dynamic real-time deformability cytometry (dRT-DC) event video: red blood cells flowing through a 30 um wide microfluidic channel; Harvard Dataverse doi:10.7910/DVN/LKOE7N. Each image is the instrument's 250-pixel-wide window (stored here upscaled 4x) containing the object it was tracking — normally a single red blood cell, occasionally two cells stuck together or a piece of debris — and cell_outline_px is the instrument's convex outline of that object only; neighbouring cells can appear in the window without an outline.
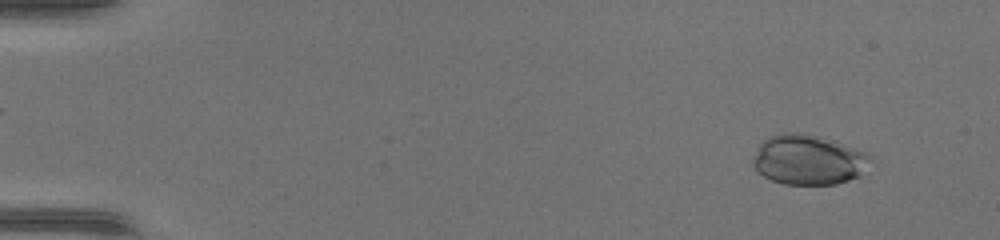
{"species": "common noctule bat (a hibernating species)", "species_latin": "Nyctalus noctula", "temperature_condition": "warm", "stored_images_in_passage": 47, "camera_frame_rate_fps": 3000, "um_per_image_px": 0.085, "animal": {"sex": "female", "body_mass_g": 17.0, "forearm_length_mm": 48.0}, "frame": {"image": 1, "passage_image": 4, "time_ms": 1.0, "image_size_px": [1000, 240], "cell_outline_px": [[872, 160], [860, 176], [836, 184], [784, 184], [772, 180], [764, 176], [752, 164], [752, 156], [760, 144], [768, 136], [780, 132], [800, 132], [816, 136], [864, 152], [872, 156]], "centroid_in_image_um": [68.68, 13.58], "position_along_channel_um": 16.3, "area_um2": 33.93}}
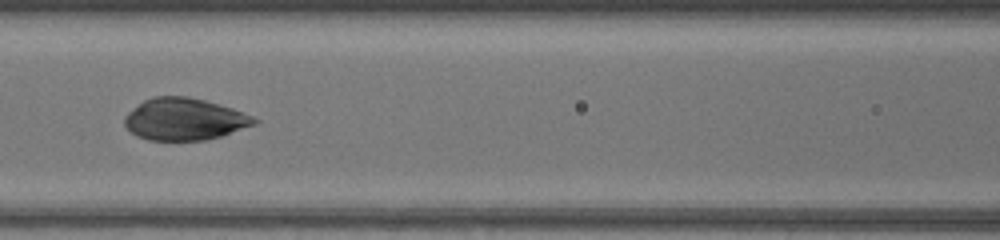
{"frame": {"image": 2, "passage_image": 22, "time_ms": 7.0, "image_size_px": [1000, 240], "cell_outline_px": [[260, 120], [256, 124], [220, 136], [204, 140], [148, 140], [136, 136], [124, 124], [124, 116], [128, 112], [144, 100], [152, 96], [188, 96], [204, 100], [232, 108], [252, 116]], "centroid_in_image_um": [15.66, 10.13], "position_along_channel_um": 150.9, "area_um2": 31.62}}
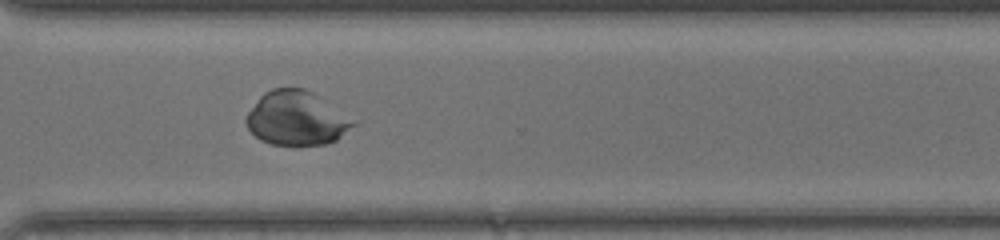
{"frame": {"image": 3, "passage_image": 35, "time_ms": 11.333, "image_size_px": [1000, 240], "cell_outline_px": [[360, 120], [356, 124], [336, 140], [328, 144], [272, 144], [260, 140], [248, 128], [244, 120], [248, 112], [260, 96], [264, 92], [272, 88], [304, 88], [312, 92]], "centroid_in_image_um": [25.26, 10.04], "position_along_channel_um": 345.3, "area_um2": 33.99}}